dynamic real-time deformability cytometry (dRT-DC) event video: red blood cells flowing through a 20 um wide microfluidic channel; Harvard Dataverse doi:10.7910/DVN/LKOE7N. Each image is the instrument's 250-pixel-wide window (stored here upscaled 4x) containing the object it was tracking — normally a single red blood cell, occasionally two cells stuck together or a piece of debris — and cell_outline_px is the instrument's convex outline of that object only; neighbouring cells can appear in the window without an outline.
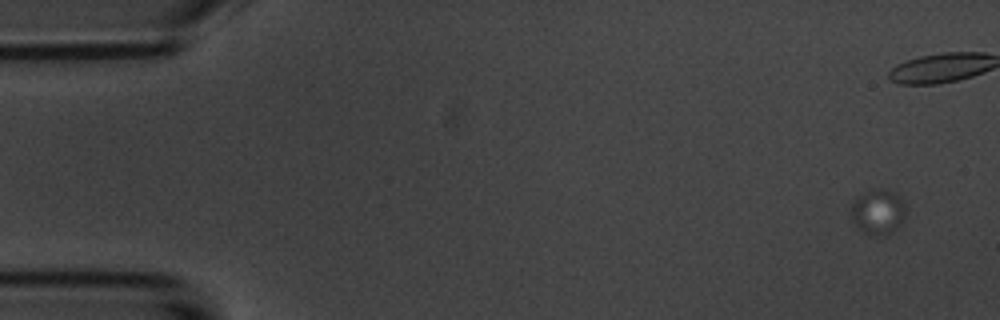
{"species": "common noctule bat (a hibernating species)", "species_latin": "Nyctalus noctula", "temperature_condition": "room temperature", "stored_images_in_passage": 4, "camera_frame_rate_fps": 3000, "um_per_image_px": 0.085, "animal": {"sex": "male", "body_mass_g": 20.1, "forearm_length_mm": 53.5}, "frame": {"image": 1, "passage_image": 1, "time_ms": 0.0, "image_size_px": [1000, 320], "cell_outline_px": [[904, 216], [900, 224], [888, 236], [876, 236], [864, 232], [856, 228], [848, 212], [852, 204], [860, 196], [876, 188], [880, 188], [896, 196], [904, 204]], "centroid_in_image_um": [74.57, 18.08], "position_along_channel_um": 10.4, "area_um2": 14.1}}